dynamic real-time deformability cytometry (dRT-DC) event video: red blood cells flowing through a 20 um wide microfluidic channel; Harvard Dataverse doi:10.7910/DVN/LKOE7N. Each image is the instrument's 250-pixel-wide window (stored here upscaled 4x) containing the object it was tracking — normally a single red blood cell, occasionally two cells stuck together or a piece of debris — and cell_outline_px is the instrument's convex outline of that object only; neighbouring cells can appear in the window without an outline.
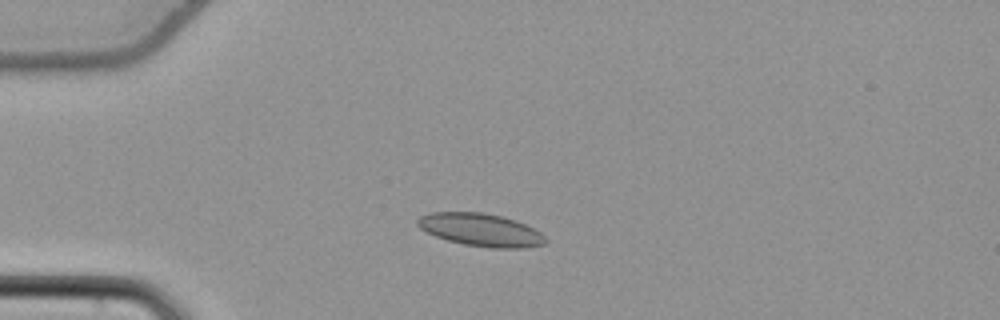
{"species": "common noctule bat (a hibernating species)", "species_latin": "Nyctalus noctula", "temperature_condition": "cold", "stored_images_in_passage": 42, "camera_frame_rate_fps": 3000, "um_per_image_px": 0.085, "animal": {"sex": "female", "body_mass_g": 22.7, "forearm_length_mm": 54.2}, "frame": {"image": 1, "passage_image": 2, "time_ms": 0.333, "image_size_px": [1000, 320], "cell_outline_px": [[548, 240], [544, 244], [524, 248], [488, 248], [464, 244], [448, 240], [436, 236], [420, 228], [416, 224], [416, 220], [420, 216], [432, 212], [484, 212], [504, 216], [516, 220], [540, 232]], "centroid_in_image_um": [40.87, 19.53], "position_along_channel_um": 44.1, "area_um2": 24.51}}
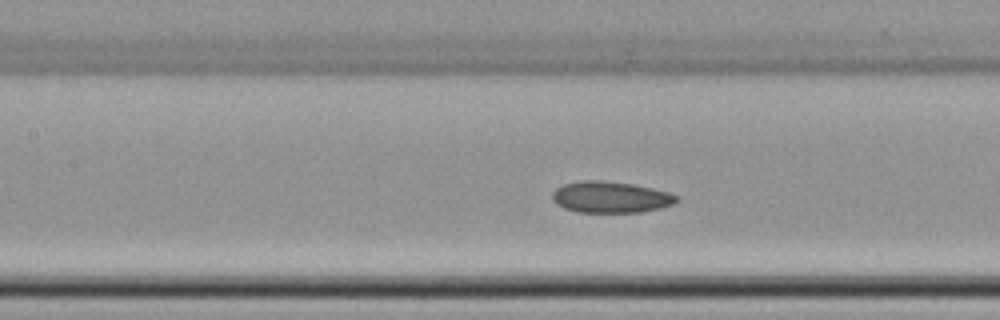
{"frame": {"image": 2, "passage_image": 13, "time_ms": 4.0, "image_size_px": [1000, 320], "cell_outline_px": [[680, 200], [672, 204], [660, 208], [640, 212], [576, 212], [564, 208], [556, 204], [552, 200], [552, 192], [556, 188], [564, 184], [580, 180], [600, 180], [632, 184], [652, 188], [668, 192], [680, 196]], "centroid_in_image_um": [51.89, 16.75], "position_along_channel_um": 155.5, "area_um2": 22.83}}
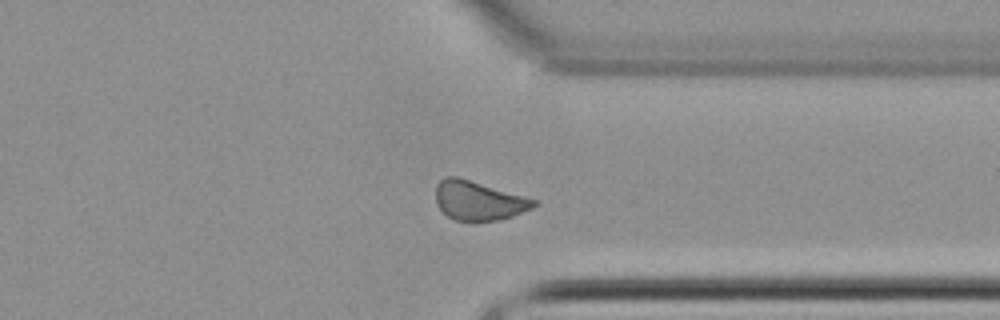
{"frame": {"image": 3, "passage_image": 30, "time_ms": 9.667, "image_size_px": [1000, 320], "cell_outline_px": [[536, 204], [532, 208], [512, 216], [500, 220], [456, 220], [448, 216], [436, 204], [436, 184], [444, 176], [456, 176], [524, 196], [536, 200]], "centroid_in_image_um": [40.65, 17.04], "position_along_channel_um": 370.8, "area_um2": 22.02}, "authors_computed_cell_mechanics": {"area_um2": 22.9755, "velocity_mm_per_s": 3.802, "shape_relaxation_time_tau1_ms": null, "shape_relaxation_time_tau2_ms": 5.6834, "deformation_change_tau1": null, "deformation_change_tau2": 0.0969}}